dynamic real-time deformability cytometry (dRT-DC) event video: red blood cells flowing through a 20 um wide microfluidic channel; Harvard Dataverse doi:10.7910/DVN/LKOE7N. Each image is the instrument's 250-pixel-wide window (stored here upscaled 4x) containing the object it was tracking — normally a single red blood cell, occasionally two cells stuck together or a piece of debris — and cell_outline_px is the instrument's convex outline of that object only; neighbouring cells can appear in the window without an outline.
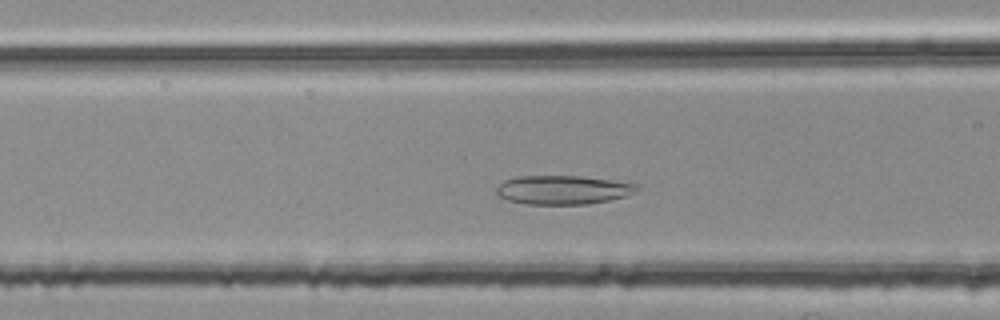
{"species": "common noctule bat (a hibernating species)", "species_latin": "Nyctalus noctula", "temperature_condition": "room temperature", "stored_images_in_passage": 41, "camera_frame_rate_fps": 3000, "um_per_image_px": 0.085, "animal": {"sex": "female", "body_mass_g": 25.1}, "frame": {"image": 1, "passage_image": 14, "time_ms": 4.333, "image_size_px": [1000, 320], "cell_outline_px": [[640, 188], [624, 196], [608, 200], [588, 204], [524, 204], [508, 200], [496, 196], [496, 188], [504, 180], [516, 176], [580, 176], [640, 184]], "centroid_in_image_um": [47.8, 16.13], "position_along_channel_um": 118.8, "area_um2": 23.64}}
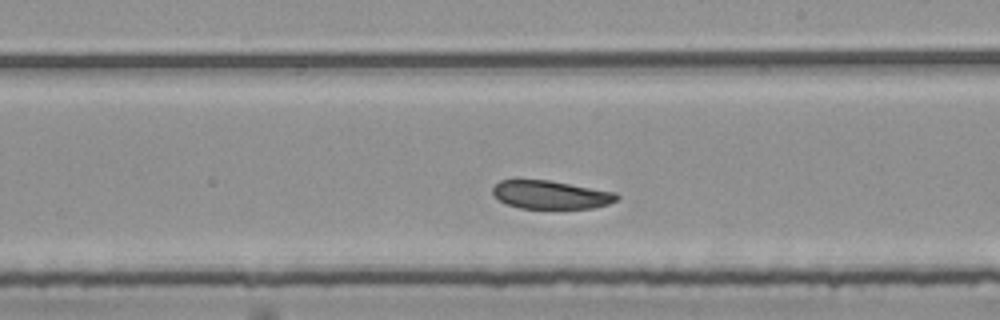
{"frame": {"image": 2, "passage_image": 24, "time_ms": 7.667, "image_size_px": [1000, 320], "cell_outline_px": [[620, 200], [608, 204], [592, 208], [520, 208], [504, 204], [492, 196], [492, 188], [500, 180], [548, 180], [616, 192], [620, 196]], "centroid_in_image_um": [46.8, 16.56], "position_along_channel_um": 242.2, "area_um2": 20.63}}
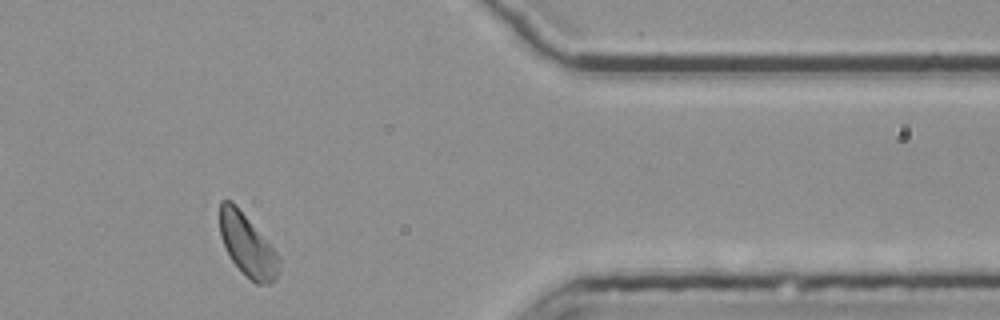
{"frame": {"image": 3, "passage_image": 38, "time_ms": 12.333, "image_size_px": [1000, 320], "cell_outline_px": [[280, 268], [276, 280], [268, 284], [256, 284], [232, 260], [220, 236], [220, 200], [232, 200], [236, 204], [280, 256]], "centroid_in_image_um": [21.05, 20.83], "position_along_channel_um": 390.3, "area_um2": 21.21}}